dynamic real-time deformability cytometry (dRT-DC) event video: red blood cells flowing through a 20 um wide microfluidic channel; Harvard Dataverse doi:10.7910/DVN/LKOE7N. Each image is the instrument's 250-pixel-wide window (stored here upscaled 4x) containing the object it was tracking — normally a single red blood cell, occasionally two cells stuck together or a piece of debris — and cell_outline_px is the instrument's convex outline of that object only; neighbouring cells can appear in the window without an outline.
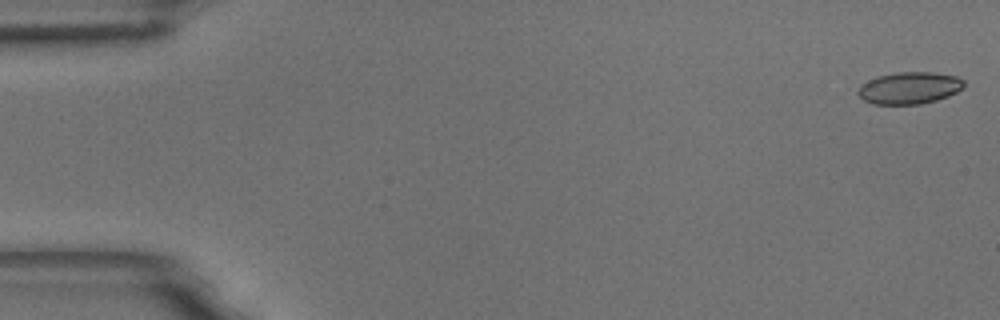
{"species": "common noctule bat (a hibernating species)", "species_latin": "Nyctalus noctula", "temperature_condition": "room temperature", "stored_images_in_passage": 13, "camera_frame_rate_fps": 3000, "um_per_image_px": 0.085, "animal": {"sex": "male", "body_mass_g": 18.8}, "frame": {"image": 1, "passage_image": 1, "time_ms": 0.0, "image_size_px": [1000, 320], "cell_outline_px": [[964, 84], [956, 92], [948, 96], [936, 100], [920, 104], [872, 104], [864, 100], [856, 92], [860, 84], [876, 76], [896, 72], [932, 72], [956, 76], [964, 80]], "centroid_in_image_um": [77.25, 7.47], "position_along_channel_um": 7.7, "area_um2": 19.77}}
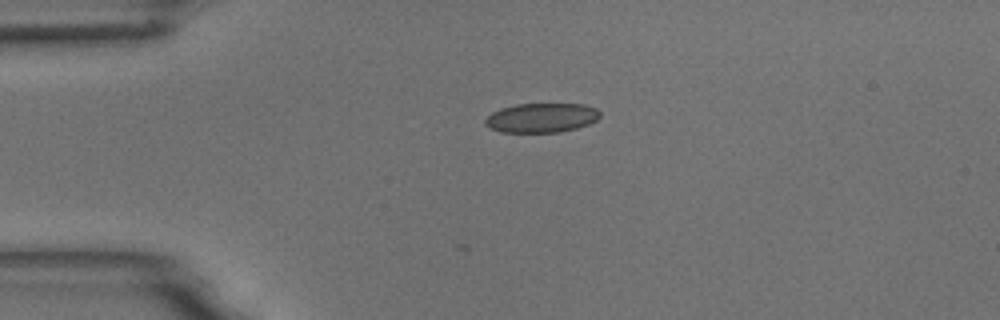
{"frame": {"image": 2, "passage_image": 13, "time_ms": 4.0, "image_size_px": [1000, 320], "cell_outline_px": [[600, 116], [596, 120], [588, 124], [576, 128], [560, 132], [500, 132], [488, 128], [484, 124], [484, 120], [492, 112], [500, 108], [516, 104], [584, 104], [596, 108], [600, 112]], "centroid_in_image_um": [46.0, 10.01], "position_along_channel_um": 39.0, "area_um2": 19.77}}